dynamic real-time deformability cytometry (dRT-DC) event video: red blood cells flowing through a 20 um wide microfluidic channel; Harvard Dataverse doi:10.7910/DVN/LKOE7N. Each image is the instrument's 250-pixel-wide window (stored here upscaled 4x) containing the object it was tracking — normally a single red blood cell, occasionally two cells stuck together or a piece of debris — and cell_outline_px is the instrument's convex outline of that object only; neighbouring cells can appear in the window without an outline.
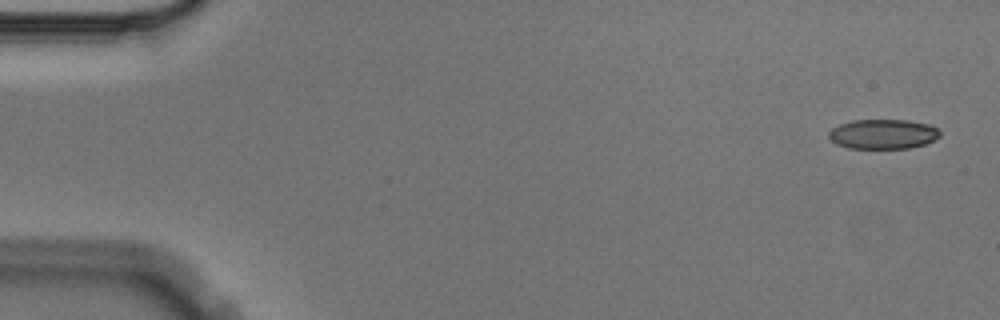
{"species": "Egyptian fruit bat (a non-hibernating species)", "species_latin": "Rousettus aegyptiacus", "temperature_condition": "cold", "stored_images_in_passage": 5, "camera_frame_rate_fps": 3000, "um_per_image_px": 0.085, "animal": {"sex": "male"}, "frame": {"image": 1, "passage_image": 1, "time_ms": 0.0, "image_size_px": [1000, 320], "cell_outline_px": [[940, 136], [936, 140], [924, 144], [908, 148], [848, 148], [836, 144], [828, 136], [828, 132], [832, 128], [840, 124], [852, 120], [908, 120], [928, 124], [936, 128], [940, 132]], "centroid_in_image_um": [75.05, 11.39], "position_along_channel_um": 9.9, "area_um2": 19.25}}
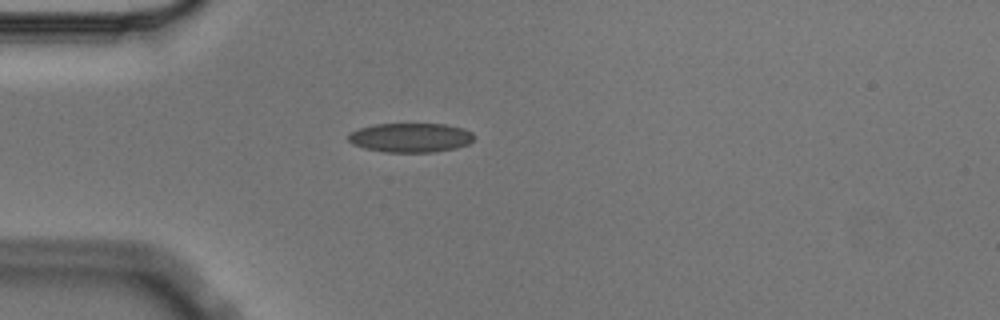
{"frame": {"image": 2, "passage_image": 4, "time_ms": 1.0, "image_size_px": [1000, 320], "cell_outline_px": [[476, 136], [468, 144], [456, 148], [432, 152], [384, 152], [364, 148], [352, 144], [348, 140], [348, 136], [352, 132], [360, 128], [372, 124], [444, 124], [464, 128], [472, 132]], "centroid_in_image_um": [34.91, 11.7], "position_along_channel_um": 50.1, "area_um2": 21.5}}